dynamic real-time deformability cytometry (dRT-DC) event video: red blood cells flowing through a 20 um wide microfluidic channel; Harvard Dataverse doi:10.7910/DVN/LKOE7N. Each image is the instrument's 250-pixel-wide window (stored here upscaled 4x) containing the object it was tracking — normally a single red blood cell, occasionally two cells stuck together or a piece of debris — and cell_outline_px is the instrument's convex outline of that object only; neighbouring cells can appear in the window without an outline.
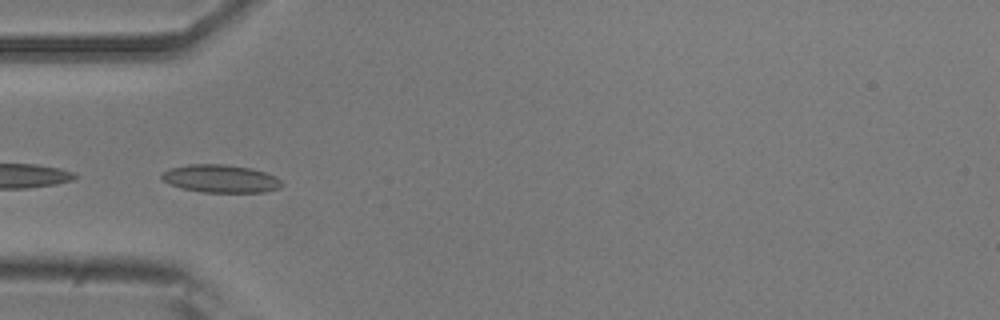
{"species": "common noctule bat (a hibernating species)", "species_latin": "Nyctalus noctula", "temperature_condition": "room temperature", "stored_images_in_passage": 9, "camera_frame_rate_fps": 3000, "um_per_image_px": 0.085, "animal": {"sex": "male", "body_mass_g": 20.5, "forearm_length_mm": 52.5}, "frame": {"image": 1, "passage_image": 7, "time_ms": 2.0, "image_size_px": [1000, 320], "cell_outline_px": [[284, 184], [280, 188], [264, 192], [204, 192], [184, 188], [172, 184], [164, 180], [160, 176], [168, 168], [188, 164], [224, 164], [252, 168], [276, 176]], "centroid_in_image_um": [18.79, 15.17], "position_along_channel_um": 66.2, "area_um2": 19.42}}